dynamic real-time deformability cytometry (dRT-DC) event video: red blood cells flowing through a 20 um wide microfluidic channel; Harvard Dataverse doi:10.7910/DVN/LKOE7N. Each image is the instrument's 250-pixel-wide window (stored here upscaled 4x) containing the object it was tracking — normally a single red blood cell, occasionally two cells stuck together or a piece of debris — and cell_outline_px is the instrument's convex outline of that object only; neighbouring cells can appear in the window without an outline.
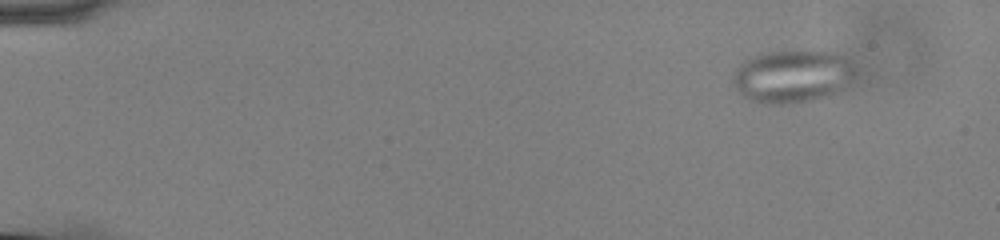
{"species": "common noctule bat (a hibernating species)", "species_latin": "Nyctalus noctula", "temperature_condition": "cold", "stored_images_in_passage": 57, "camera_frame_rate_fps": 3000, "um_per_image_px": 0.085, "animal": {"sex": "male", "body_mass_g": 13.0, "forearm_length_mm": 53.1}, "frame": {"image": 1, "passage_image": 6, "time_ms": 1.667, "image_size_px": [1000, 240], "cell_outline_px": [[856, 76], [848, 84], [824, 96], [812, 100], [784, 104], [764, 104], [752, 100], [744, 96], [732, 84], [732, 76], [736, 68], [744, 60], [760, 52], [792, 48], [828, 52], [844, 56], [856, 68]], "centroid_in_image_um": [67.31, 6.43], "position_along_channel_um": 17.7, "area_um2": 38.26}}
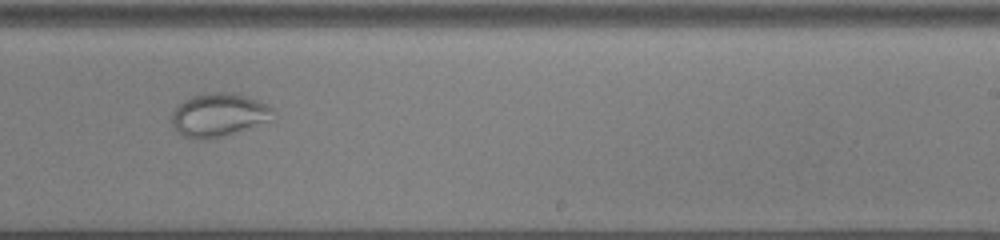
{"frame": {"image": 2, "passage_image": 37, "time_ms": 12.0, "image_size_px": [1000, 240], "cell_outline_px": [[272, 108], [268, 120], [220, 136], [204, 140], [200, 140], [184, 136], [176, 132], [172, 124], [172, 112], [184, 100], [192, 96], [208, 92], [232, 92], [248, 96]], "centroid_in_image_um": [18.49, 9.75], "position_along_channel_um": 270.5, "area_um2": 24.85}}
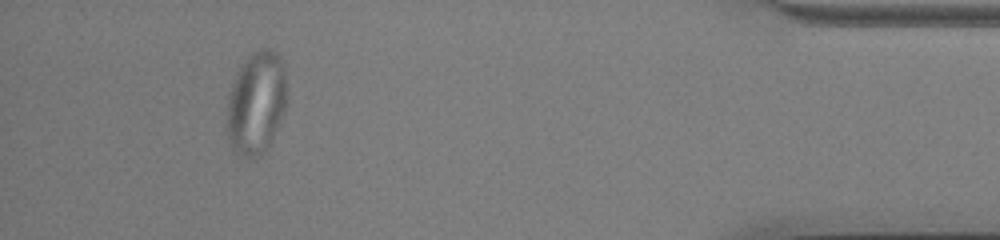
{"frame": {"image": 3, "passage_image": 53, "time_ms": 17.333, "image_size_px": [1000, 240], "cell_outline_px": [[288, 100], [284, 112], [272, 140], [268, 148], [260, 156], [252, 160], [248, 160], [240, 156], [232, 148], [228, 140], [228, 92], [236, 72], [244, 60], [252, 52], [260, 48], [272, 48], [280, 56], [284, 64], [288, 96]], "centroid_in_image_um": [21.81, 8.74], "position_along_channel_um": 413.4, "area_um2": 36.88}}